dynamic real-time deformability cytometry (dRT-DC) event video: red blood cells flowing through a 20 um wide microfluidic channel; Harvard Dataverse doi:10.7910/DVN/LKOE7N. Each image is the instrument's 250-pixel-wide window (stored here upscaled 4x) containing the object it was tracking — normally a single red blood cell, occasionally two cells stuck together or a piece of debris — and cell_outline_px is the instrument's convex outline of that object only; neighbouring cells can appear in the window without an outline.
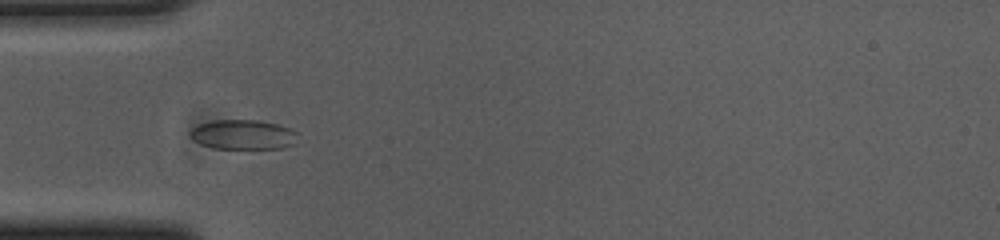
{"species": "common noctule bat (a hibernating species)", "species_latin": "Nyctalus noctula", "temperature_condition": "cold", "stored_images_in_passage": 42, "camera_frame_rate_fps": 3000, "um_per_image_px": 0.085, "animal": {"sex": "female", "body_mass_g": 23.0, "forearm_length_mm": 53.4}, "frame": {"image": 1, "passage_image": 4, "time_ms": 1.0, "image_size_px": [1000, 240], "cell_outline_px": [[296, 144], [284, 148], [212, 148], [200, 144], [188, 136], [188, 132], [192, 128], [200, 124], [216, 120], [260, 120], [276, 124], [288, 128], [296, 132]], "centroid_in_image_um": [20.64, 11.44], "position_along_channel_um": 64.4, "area_um2": 18.61}}
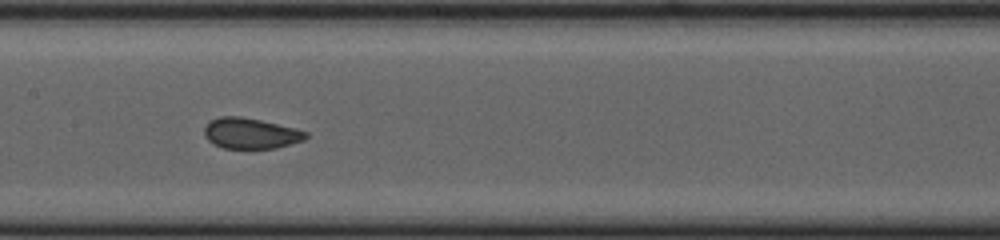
{"frame": {"image": 2, "passage_image": 14, "time_ms": 4.333, "image_size_px": [1000, 240], "cell_outline_px": [[308, 136], [304, 140], [276, 148], [224, 148], [208, 140], [204, 136], [204, 128], [208, 120], [220, 116], [240, 116], [260, 120], [308, 132]], "centroid_in_image_um": [21.26, 11.32], "position_along_channel_um": 186.1, "area_um2": 18.03}}
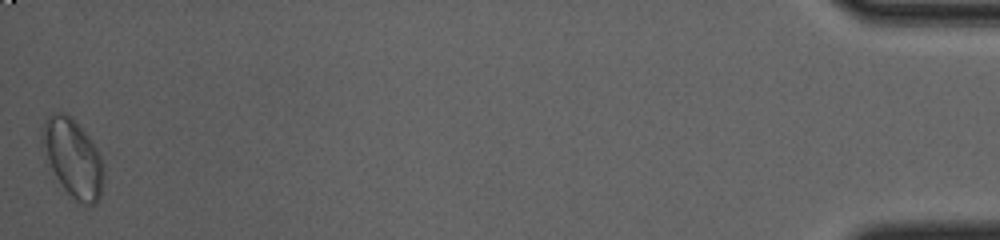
{"frame": {"image": 3, "passage_image": 42, "time_ms": 13.667, "image_size_px": [1000, 240], "cell_outline_px": [[104, 180], [100, 196], [96, 204], [84, 208], [64, 188], [56, 176], [48, 160], [44, 140], [44, 124], [48, 116], [52, 112], [64, 112], [72, 116], [88, 136], [96, 148], [100, 156]], "centroid_in_image_um": [6.26, 13.46], "position_along_channel_um": 428.9, "area_um2": 27.17}, "authors_computed_cell_mechanics": {"area_um2": 18.5538, "velocity_mm_per_s": 3.6676, "shape_relaxation_time_tau1_ms": 7.8532, "shape_relaxation_time_tau2_ms": null, "deformation_change_tau1": 0.146, "deformation_change_tau2": null}}